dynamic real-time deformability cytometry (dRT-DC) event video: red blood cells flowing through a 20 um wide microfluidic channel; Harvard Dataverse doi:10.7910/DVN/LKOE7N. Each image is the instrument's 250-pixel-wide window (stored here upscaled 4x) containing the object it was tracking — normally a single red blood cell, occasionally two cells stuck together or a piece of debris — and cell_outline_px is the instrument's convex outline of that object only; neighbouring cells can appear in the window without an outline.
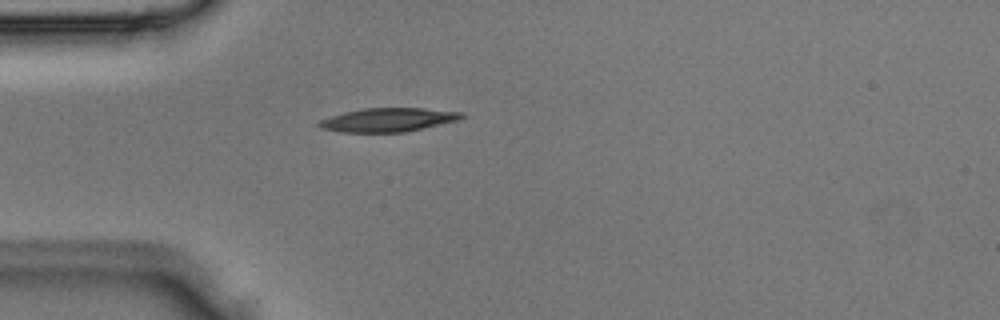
{"species": "Egyptian fruit bat (a non-hibernating species)", "species_latin": "Rousettus aegyptiacus", "temperature_condition": "room temperature", "stored_images_in_passage": 1, "camera_frame_rate_fps": 3000, "um_per_image_px": 0.085, "animal": {"sex": "male"}, "frame": {"image": 1, "passage_image": 1, "time_ms": 0.0, "image_size_px": [1000, 320], "cell_outline_px": [[468, 116], [460, 120], [424, 128], [404, 132], [344, 132], [320, 128], [316, 124], [320, 120], [344, 112], [364, 108], [424, 108], [464, 112]], "centroid_in_image_um": [33.06, 10.18], "position_along_channel_um": 51.9, "area_um2": 19.83}}